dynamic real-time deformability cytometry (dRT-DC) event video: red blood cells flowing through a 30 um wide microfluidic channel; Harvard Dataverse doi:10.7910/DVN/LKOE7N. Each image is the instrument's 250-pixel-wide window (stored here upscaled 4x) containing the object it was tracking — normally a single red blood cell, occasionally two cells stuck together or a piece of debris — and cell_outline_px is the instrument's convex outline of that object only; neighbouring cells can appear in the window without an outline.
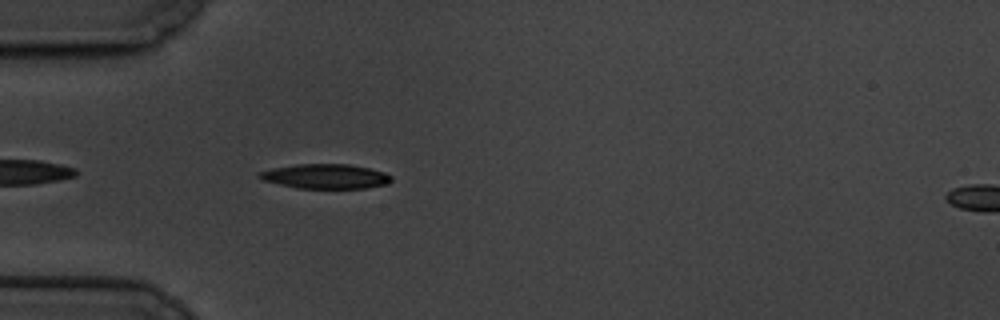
{"species": "common noctule bat (a hibernating species)", "species_latin": "Nyctalus noctula", "temperature_condition": "cold", "stored_images_in_passage": 47, "camera_frame_rate_fps": 3000, "um_per_image_px": 0.085, "animal": {"sex": "male", "body_mass_g": 19.5, "forearm_length_mm": 54.6}, "frame": {"image": 1, "passage_image": 4, "time_ms": 1.0, "image_size_px": [1000, 320], "cell_outline_px": [[392, 180], [388, 184], [364, 188], [296, 188], [264, 180], [256, 176], [260, 172], [272, 168], [296, 164], [348, 164], [368, 168], [384, 172], [392, 176]], "centroid_in_image_um": [27.68, 14.99], "position_along_channel_um": 57.3, "area_um2": 18.84}}
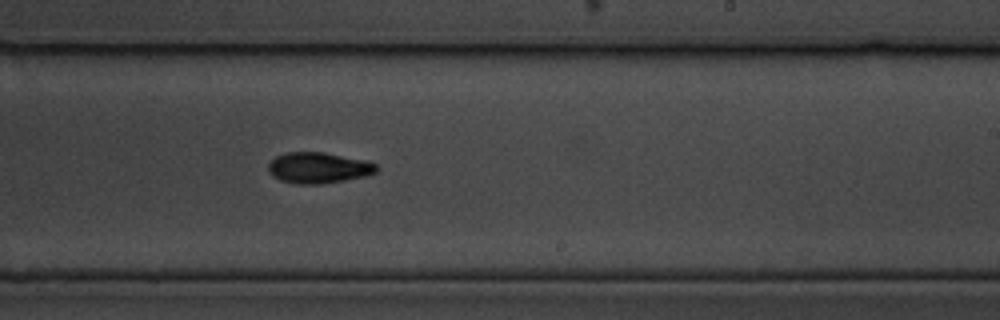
{"frame": {"image": 2, "passage_image": 23, "time_ms": 7.333, "image_size_px": [1000, 320], "cell_outline_px": [[376, 172], [364, 176], [324, 184], [296, 184], [280, 180], [272, 176], [268, 172], [268, 164], [276, 156], [284, 152], [324, 152], [364, 160], [376, 164]], "centroid_in_image_um": [27.01, 14.26], "position_along_channel_um": 262.0, "area_um2": 19.48}}
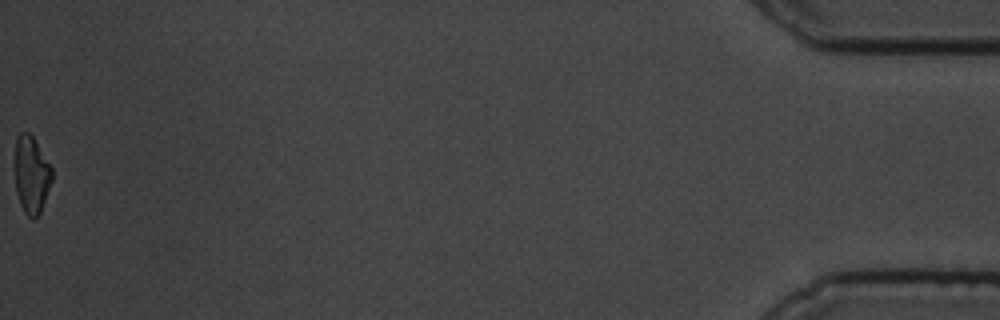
{"frame": {"image": 3, "passage_image": 47, "time_ms": 15.333, "image_size_px": [1000, 320], "cell_outline_px": [[52, 180], [40, 212], [32, 220], [24, 212], [20, 204], [16, 192], [12, 168], [12, 160], [16, 140], [20, 132], [28, 132], [32, 136], [52, 168]], "centroid_in_image_um": [2.6, 14.83], "position_along_channel_um": 432.6, "area_um2": 17.17}, "authors_computed_cell_mechanics": {"area_um2": 18.8428, "velocity_mm_per_s": 3.3254, "shape_relaxation_time_tau1_ms": 3.1874, "shape_relaxation_time_tau2_ms": 8.2374, "deformation_change_tau1": 0.1439, "deformation_change_tau2": 0.144}}